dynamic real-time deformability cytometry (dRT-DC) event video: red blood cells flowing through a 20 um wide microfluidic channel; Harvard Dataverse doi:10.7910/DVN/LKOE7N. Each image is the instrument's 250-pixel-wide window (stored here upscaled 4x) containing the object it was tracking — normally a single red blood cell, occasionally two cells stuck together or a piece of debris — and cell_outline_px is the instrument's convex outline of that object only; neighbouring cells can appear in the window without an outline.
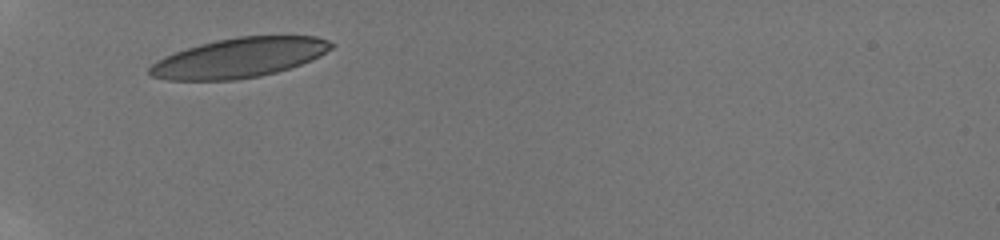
{"species": "human", "species_latin": "Homo sapiens", "temperature_condition": "room temperature", "stored_images_in_passage": 21, "camera_frame_rate_fps": 3000, "um_per_image_px": 0.085, "donor": {"sex": "male"}, "frame": {"image": 1, "passage_image": 1, "time_ms": 0.0, "image_size_px": [1000, 240], "cell_outline_px": [[336, 44], [332, 48], [312, 60], [276, 72], [260, 76], [236, 80], [168, 80], [152, 76], [148, 72], [148, 68], [156, 60], [164, 56], [200, 44], [216, 40], [236, 36], [316, 36], [328, 40]], "centroid_in_image_um": [20.33, 4.91], "position_along_channel_um": 64.7, "area_um2": 41.91}}
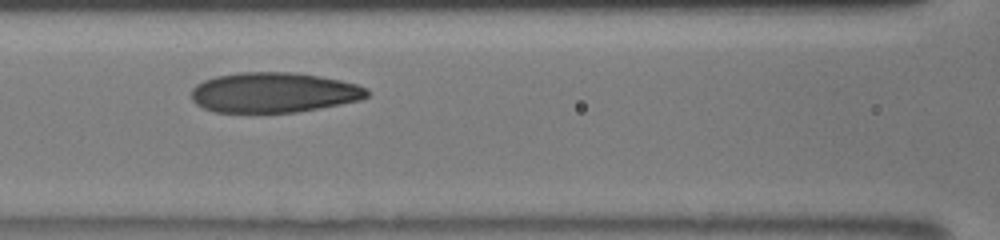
{"frame": {"image": 2, "passage_image": 14, "time_ms": 2.333, "image_size_px": [1000, 240], "cell_outline_px": [[368, 96], [360, 100], [320, 108], [296, 112], [216, 112], [204, 108], [196, 104], [192, 100], [192, 88], [196, 84], [204, 80], [216, 76], [240, 72], [292, 72], [320, 76], [340, 80], [356, 84], [368, 88]], "centroid_in_image_um": [23.26, 7.86], "position_along_channel_um": 143.3, "area_um2": 41.1}}
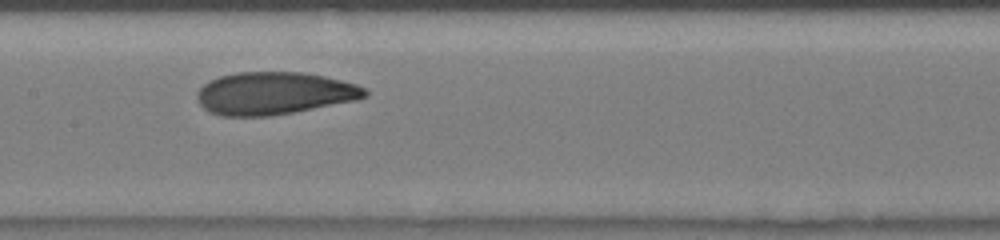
{"frame": {"image": 3, "passage_image": 20, "time_ms": 3.333, "image_size_px": [1000, 240], "cell_outline_px": [[368, 96], [356, 100], [292, 112], [268, 116], [220, 116], [208, 112], [200, 104], [196, 96], [196, 92], [208, 80], [220, 76], [236, 72], [304, 72], [324, 76], [356, 84], [364, 88], [368, 92]], "centroid_in_image_um": [23.27, 7.93], "position_along_channel_um": 184.1, "area_um2": 41.62}}